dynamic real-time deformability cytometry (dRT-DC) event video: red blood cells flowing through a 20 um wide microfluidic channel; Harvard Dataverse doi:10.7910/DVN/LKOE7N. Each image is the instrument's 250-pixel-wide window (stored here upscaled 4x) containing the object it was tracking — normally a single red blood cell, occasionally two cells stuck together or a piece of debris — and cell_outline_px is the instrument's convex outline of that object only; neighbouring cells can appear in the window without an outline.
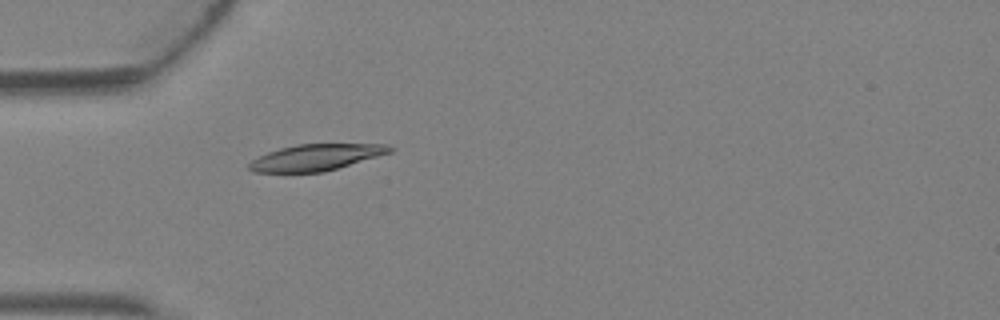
{"species": "Egyptian fruit bat (a non-hibernating species)", "species_latin": "Rousettus aegyptiacus", "temperature_condition": "warm", "stored_images_in_passage": 4, "camera_frame_rate_fps": 3000, "um_per_image_px": 0.085, "animal": {"sex": "female"}, "frame": {"image": 1, "passage_image": 4, "time_ms": 1.0, "image_size_px": [1000, 320], "cell_outline_px": [[392, 152], [324, 172], [252, 172], [248, 168], [248, 164], [252, 160], [268, 152], [280, 148], [296, 144], [388, 144], [392, 148]], "centroid_in_image_um": [26.85, 13.37], "position_along_channel_um": 58.2, "area_um2": 21.44}}